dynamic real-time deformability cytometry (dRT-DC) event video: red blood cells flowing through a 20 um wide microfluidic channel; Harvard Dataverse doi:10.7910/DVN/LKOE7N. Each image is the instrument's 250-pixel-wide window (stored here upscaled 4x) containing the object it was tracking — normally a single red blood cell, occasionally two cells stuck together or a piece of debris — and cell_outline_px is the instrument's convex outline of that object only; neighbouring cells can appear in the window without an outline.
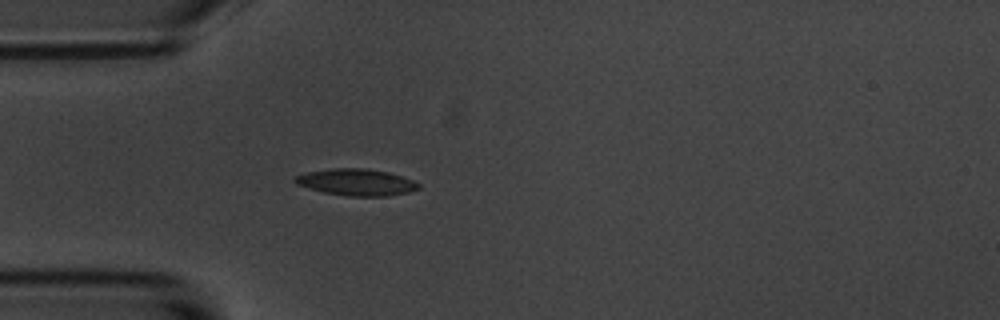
{"species": "common noctule bat (a hibernating species)", "species_latin": "Nyctalus noctula", "temperature_condition": "room temperature", "stored_images_in_passage": 4, "camera_frame_rate_fps": 3000, "um_per_image_px": 0.085, "animal": {"sex": "male", "body_mass_g": 20.1, "forearm_length_mm": 53.5}, "frame": {"image": 1, "passage_image": 4, "time_ms": 3.333, "image_size_px": [1000, 320], "cell_outline_px": [[420, 188], [408, 192], [388, 196], [344, 196], [324, 192], [296, 184], [292, 180], [296, 176], [304, 172], [332, 168], [364, 168], [388, 172], [412, 180], [420, 184]], "centroid_in_image_um": [30.26, 15.49], "position_along_channel_um": 54.7, "area_um2": 19.19}}